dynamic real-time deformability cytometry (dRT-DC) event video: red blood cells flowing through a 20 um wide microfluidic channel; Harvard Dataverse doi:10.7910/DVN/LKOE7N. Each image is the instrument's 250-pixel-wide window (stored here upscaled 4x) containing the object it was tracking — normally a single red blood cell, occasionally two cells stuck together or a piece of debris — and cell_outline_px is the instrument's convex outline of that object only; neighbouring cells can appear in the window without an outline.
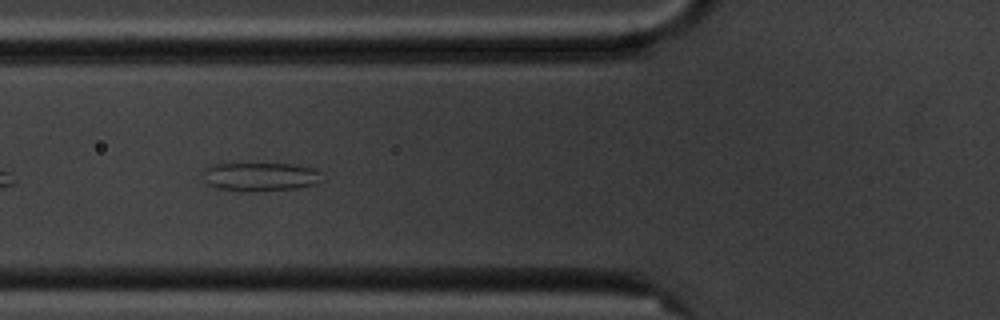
{"species": "common noctule bat (a hibernating species)", "species_latin": "Nyctalus noctula", "temperature_condition": "cold", "stored_images_in_passage": 7, "camera_frame_rate_fps": 3000, "um_per_image_px": 0.085, "animal": {"sex": "male", "body_mass_g": 20.1, "forearm_length_mm": 53.5}, "frame": {"image": 1, "passage_image": 6, "time_ms": 5.667, "image_size_px": [1000, 320], "cell_outline_px": [[324, 180], [316, 184], [296, 188], [216, 188], [208, 184], [204, 172], [204, 168], [208, 164], [292, 164], [316, 168], [320, 172]], "centroid_in_image_um": [22.21, 14.95], "position_along_channel_um": 103.6, "area_um2": 18.84}}